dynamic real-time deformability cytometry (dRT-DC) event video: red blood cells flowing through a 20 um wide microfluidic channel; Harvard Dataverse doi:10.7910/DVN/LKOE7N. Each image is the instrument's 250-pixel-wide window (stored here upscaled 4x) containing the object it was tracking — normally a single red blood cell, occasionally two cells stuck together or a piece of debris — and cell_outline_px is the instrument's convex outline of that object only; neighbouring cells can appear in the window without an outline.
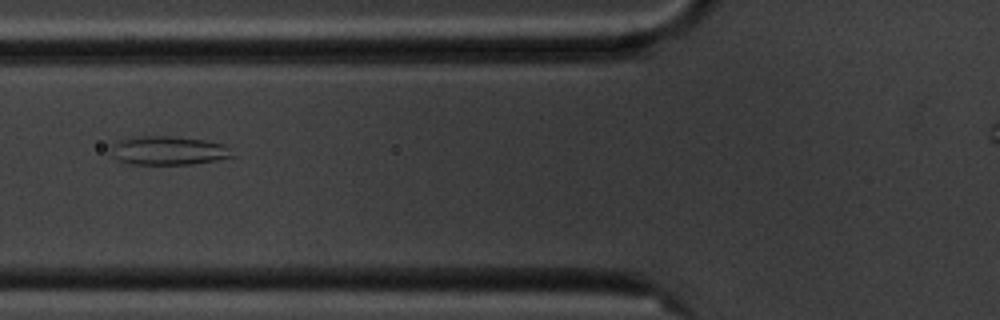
{"species": "common noctule bat (a hibernating species)", "species_latin": "Nyctalus noctula", "temperature_condition": "cold", "stored_images_in_passage": 9, "camera_frame_rate_fps": 3000, "um_per_image_px": 0.085, "animal": {"sex": "male", "body_mass_g": 20.1, "forearm_length_mm": 53.5}, "frame": {"image": 1, "passage_image": 6, "time_ms": 6.0, "image_size_px": [1000, 320], "cell_outline_px": [[236, 156], [216, 160], [192, 164], [132, 164], [120, 160], [116, 156], [112, 148], [112, 144], [120, 140], [140, 136], [168, 136], [204, 140], [228, 144]], "centroid_in_image_um": [14.43, 12.79], "position_along_channel_um": 111.4, "area_um2": 20.17}}